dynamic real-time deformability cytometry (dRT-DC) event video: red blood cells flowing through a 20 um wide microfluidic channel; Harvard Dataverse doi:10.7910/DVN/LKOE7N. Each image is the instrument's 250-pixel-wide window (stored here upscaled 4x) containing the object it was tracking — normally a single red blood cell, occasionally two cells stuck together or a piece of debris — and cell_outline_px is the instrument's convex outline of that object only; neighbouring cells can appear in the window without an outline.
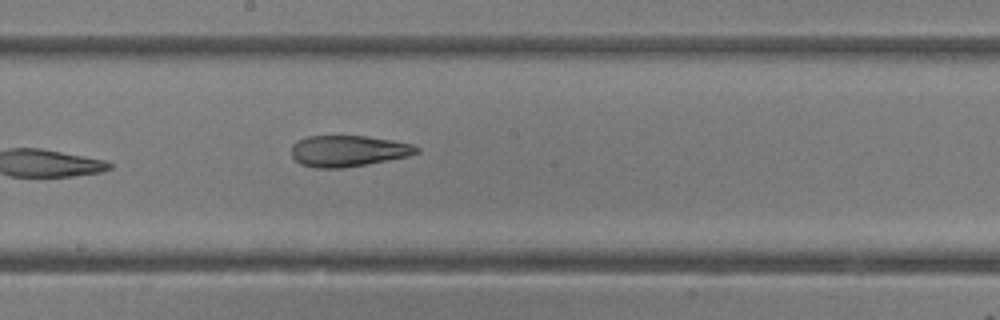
{"species": "common noctule bat (a hibernating species)", "species_latin": "Nyctalus noctula", "temperature_condition": "room temperature", "stored_images_in_passage": 9, "camera_frame_rate_fps": 3000, "um_per_image_px": 0.085, "animal": {"sex": "female"}, "frame": {"image": 1, "passage_image": 9, "time_ms": 2.667, "image_size_px": [1000, 320], "cell_outline_px": [[420, 152], [408, 156], [388, 160], [344, 168], [316, 168], [300, 164], [292, 156], [292, 144], [308, 136], [368, 136], [392, 140], [412, 144], [420, 148]], "centroid_in_image_um": [29.61, 12.83], "position_along_channel_um": 218.6, "area_um2": 22.72}}